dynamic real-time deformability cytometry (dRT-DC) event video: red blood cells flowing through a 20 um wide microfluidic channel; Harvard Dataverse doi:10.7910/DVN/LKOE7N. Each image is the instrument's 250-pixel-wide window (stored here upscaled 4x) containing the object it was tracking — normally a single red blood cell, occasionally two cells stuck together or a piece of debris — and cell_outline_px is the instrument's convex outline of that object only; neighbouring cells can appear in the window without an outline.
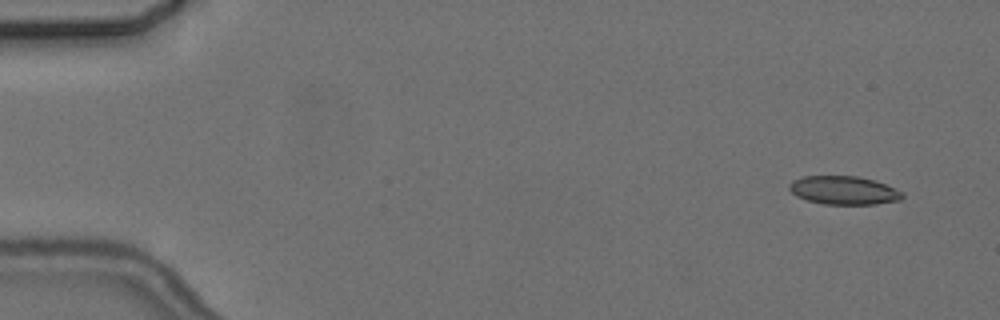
{"species": "common noctule bat (a hibernating species)", "species_latin": "Nyctalus noctula", "temperature_condition": "cold", "stored_images_in_passage": 5, "camera_frame_rate_fps": 3000, "um_per_image_px": 0.085, "animal": {"sex": "female", "body_mass_g": 24.6, "forearm_length_mm": 56.2}, "frame": {"image": 1, "passage_image": 5, "time_ms": 5.0, "image_size_px": [1000, 320], "cell_outline_px": [[904, 196], [900, 200], [876, 204], [824, 204], [808, 200], [796, 196], [788, 188], [788, 184], [792, 180], [800, 176], [856, 176], [876, 180], [904, 192]], "centroid_in_image_um": [71.72, 16.17], "position_along_channel_um": 13.3, "area_um2": 18.9}}